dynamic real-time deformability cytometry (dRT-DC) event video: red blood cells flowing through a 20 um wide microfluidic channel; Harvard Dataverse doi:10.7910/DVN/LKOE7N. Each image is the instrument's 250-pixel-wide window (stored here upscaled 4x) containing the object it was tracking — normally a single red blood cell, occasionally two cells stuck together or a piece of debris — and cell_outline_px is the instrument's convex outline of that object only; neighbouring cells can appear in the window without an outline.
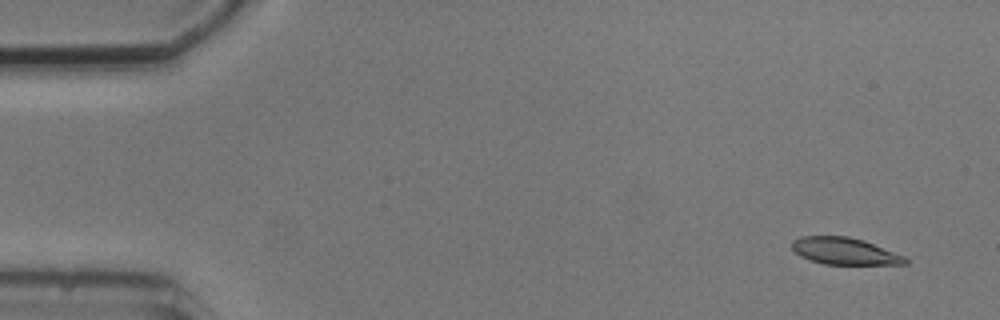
{"species": "common noctule bat (a hibernating species)", "species_latin": "Nyctalus noctula", "temperature_condition": "cold", "stored_images_in_passage": 7, "camera_frame_rate_fps": 3000, "um_per_image_px": 0.085, "animal": {"sex": "male", "body_mass_g": 20.5, "forearm_length_mm": 52.5}, "frame": {"image": 1, "passage_image": 1, "time_ms": 0.0, "image_size_px": [1000, 320], "cell_outline_px": [[908, 264], [824, 264], [800, 256], [792, 248], [792, 240], [800, 236], [848, 236], [864, 240], [904, 256], [908, 260]], "centroid_in_image_um": [71.78, 21.34], "position_along_channel_um": 13.2, "area_um2": 17.63}}
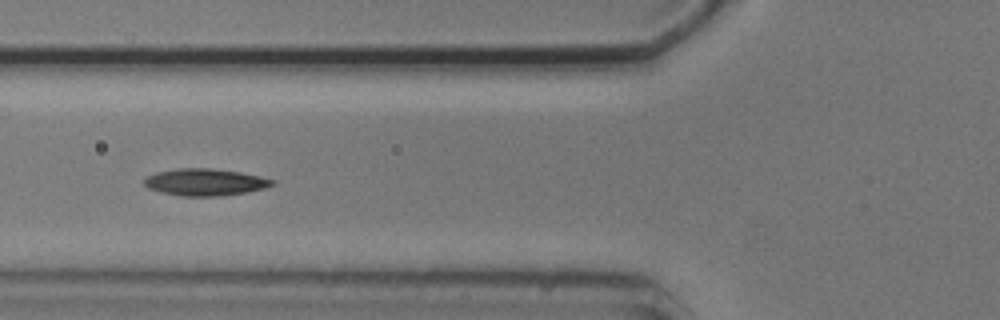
{"frame": {"image": 2, "passage_image": 6, "time_ms": 5.667, "image_size_px": [1000, 320], "cell_outline_px": [[276, 184], [264, 188], [248, 192], [220, 196], [180, 196], [160, 192], [148, 188], [144, 184], [144, 180], [148, 176], [156, 172], [176, 168], [212, 168], [240, 172], [260, 176], [276, 180]], "centroid_in_image_um": [17.45, 15.48], "position_along_channel_um": 108.3, "area_um2": 20.29}}
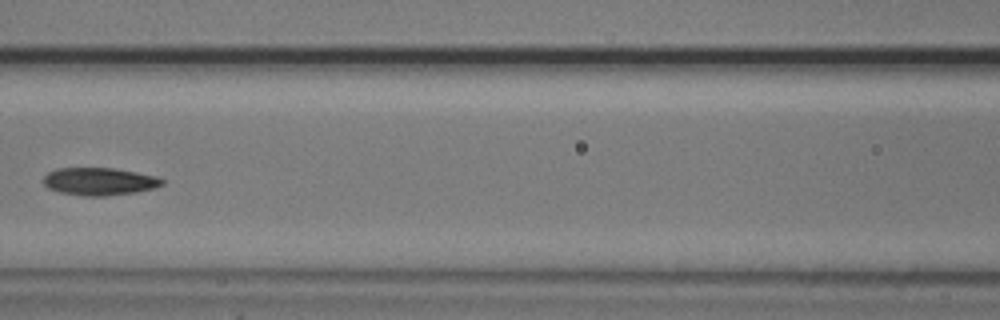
{"frame": {"image": 3, "passage_image": 7, "time_ms": 7.0, "image_size_px": [1000, 320], "cell_outline_px": [[164, 184], [156, 188], [136, 192], [104, 196], [84, 196], [60, 192], [48, 188], [44, 184], [44, 176], [48, 172], [56, 168], [112, 168], [136, 172], [156, 176], [164, 180]], "centroid_in_image_um": [8.46, 15.42], "position_along_channel_um": 158.1, "area_um2": 19.13}}